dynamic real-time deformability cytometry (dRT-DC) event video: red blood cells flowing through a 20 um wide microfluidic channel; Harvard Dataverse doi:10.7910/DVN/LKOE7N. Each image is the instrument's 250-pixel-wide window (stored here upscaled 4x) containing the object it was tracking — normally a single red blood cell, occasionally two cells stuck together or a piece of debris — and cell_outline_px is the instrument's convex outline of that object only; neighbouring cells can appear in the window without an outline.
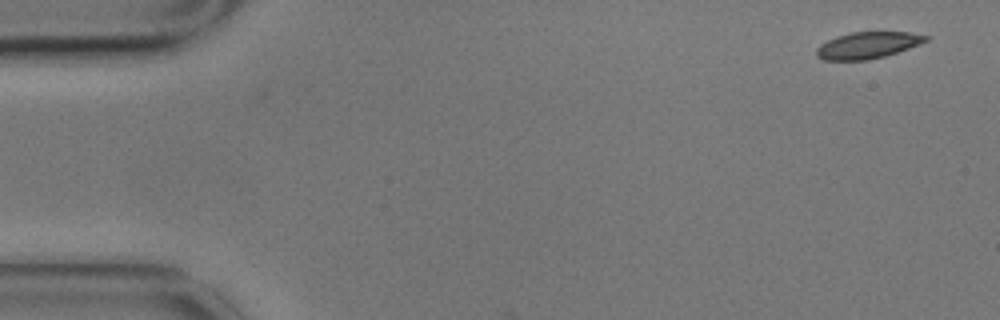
{"species": "common noctule bat (a hibernating species)", "species_latin": "Nyctalus noctula", "temperature_condition": "cold", "stored_images_in_passage": 4, "camera_frame_rate_fps": 3000, "um_per_image_px": 0.085, "animal": {"sex": "male", "body_mass_g": 17.9}, "frame": {"image": 1, "passage_image": 1, "time_ms": 0.0, "image_size_px": [1000, 320], "cell_outline_px": [[928, 40], [908, 48], [884, 56], [868, 60], [824, 60], [816, 56], [816, 48], [820, 44], [836, 36], [852, 32], [908, 32], [928, 36]], "centroid_in_image_um": [73.7, 3.84], "position_along_channel_um": 11.3, "area_um2": 16.76}}
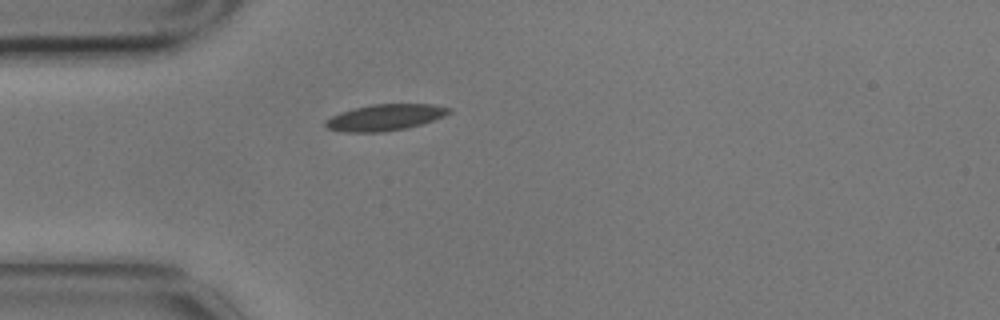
{"frame": {"image": 2, "passage_image": 4, "time_ms": 1.0, "image_size_px": [1000, 320], "cell_outline_px": [[452, 112], [444, 116], [408, 128], [384, 132], [344, 132], [328, 128], [324, 124], [324, 120], [340, 112], [352, 108], [372, 104], [432, 104], [452, 108]], "centroid_in_image_um": [32.72, 9.97], "position_along_channel_um": 52.3, "area_um2": 19.02}}